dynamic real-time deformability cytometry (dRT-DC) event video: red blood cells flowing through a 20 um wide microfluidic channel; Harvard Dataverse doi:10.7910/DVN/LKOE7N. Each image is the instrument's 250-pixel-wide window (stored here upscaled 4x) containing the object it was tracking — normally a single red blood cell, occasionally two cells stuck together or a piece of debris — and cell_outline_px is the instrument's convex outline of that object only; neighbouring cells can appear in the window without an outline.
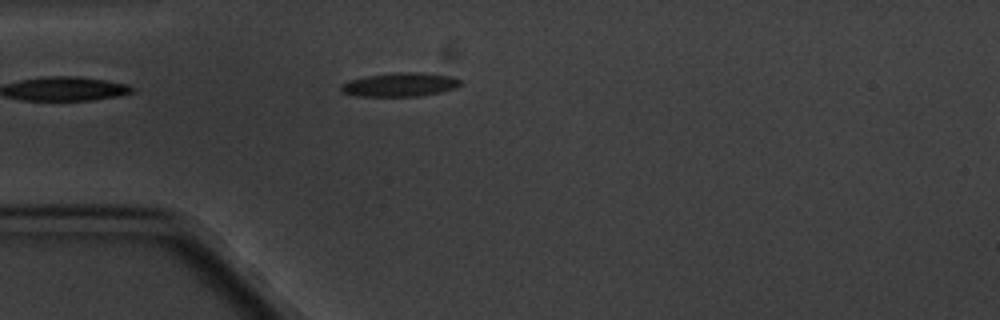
{"species": "common noctule bat (a hibernating species)", "species_latin": "Nyctalus noctula", "temperature_condition": "cold", "stored_images_in_passage": 5, "camera_frame_rate_fps": 3000, "um_per_image_px": 0.085, "animal": {"sex": "male", "body_mass_g": 20.1, "forearm_length_mm": 53.5}, "frame": {"image": 1, "passage_image": 5, "time_ms": 4.667, "image_size_px": [1000, 320], "cell_outline_px": [[460, 84], [456, 88], [440, 92], [420, 96], [356, 96], [340, 92], [340, 84], [348, 80], [364, 76], [400, 72], [420, 72], [452, 76], [460, 80]], "centroid_in_image_um": [33.95, 7.19], "position_along_channel_um": 51.1, "area_um2": 16.7}}